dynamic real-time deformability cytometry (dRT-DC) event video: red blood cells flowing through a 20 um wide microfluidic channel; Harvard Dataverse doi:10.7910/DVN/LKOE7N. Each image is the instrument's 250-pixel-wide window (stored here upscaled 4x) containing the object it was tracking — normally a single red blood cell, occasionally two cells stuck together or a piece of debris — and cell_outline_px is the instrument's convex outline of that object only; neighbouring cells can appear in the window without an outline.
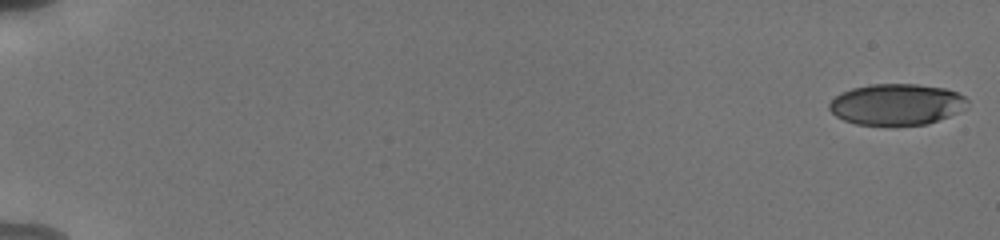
{"species": "human", "species_latin": "Homo sapiens", "temperature_condition": "cold", "stored_images_in_passage": 56, "camera_frame_rate_fps": 3000, "um_per_image_px": 0.085, "donor": {"sex": "male"}, "frame": {"image": 1, "passage_image": 1, "time_ms": 0.0, "image_size_px": [1000, 240], "cell_outline_px": [[968, 108], [928, 124], [856, 124], [844, 120], [836, 116], [828, 108], [828, 104], [840, 92], [852, 88], [868, 84], [916, 84], [944, 88], [956, 92], [964, 96], [968, 100]], "centroid_in_image_um": [76.21, 8.86], "position_along_channel_um": 8.8, "area_um2": 33.06}}
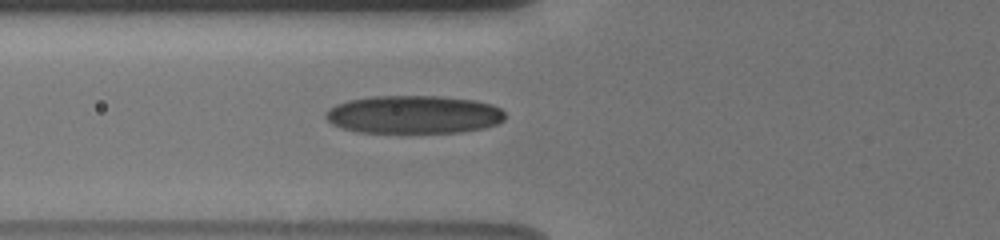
{"frame": {"image": 2, "passage_image": 23, "time_ms": 7.333, "image_size_px": [1000, 240], "cell_outline_px": [[504, 120], [496, 124], [484, 128], [460, 132], [356, 132], [340, 128], [332, 124], [324, 116], [324, 112], [328, 108], [336, 104], [348, 100], [372, 96], [440, 96], [476, 100], [492, 104], [500, 108], [504, 112]], "centroid_in_image_um": [35.14, 9.73], "position_along_channel_um": 90.7, "area_um2": 40.06}}
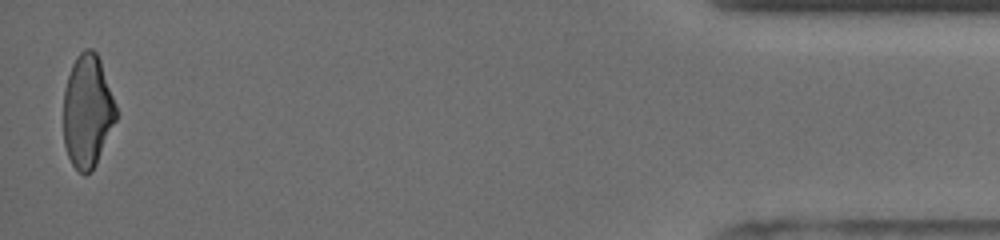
{"frame": {"image": 3, "passage_image": 55, "time_ms": 18.0, "image_size_px": [1000, 240], "cell_outline_px": [[116, 120], [96, 164], [92, 172], [84, 176], [72, 164], [68, 156], [64, 144], [64, 88], [72, 64], [76, 56], [84, 48], [92, 48], [96, 52], [100, 60], [116, 104]], "centroid_in_image_um": [7.43, 9.45], "position_along_channel_um": 427.8, "area_um2": 34.68}, "authors_computed_cell_mechanics": {"area_um2": 36.5585, "velocity_mm_per_s": 3.842, "shape_relaxation_time_tau1_ms": 10.7676, "shape_relaxation_time_tau2_ms": 2.6564, "deformation_change_tau1": 0.252, "deformation_change_tau2": 0.1023}}